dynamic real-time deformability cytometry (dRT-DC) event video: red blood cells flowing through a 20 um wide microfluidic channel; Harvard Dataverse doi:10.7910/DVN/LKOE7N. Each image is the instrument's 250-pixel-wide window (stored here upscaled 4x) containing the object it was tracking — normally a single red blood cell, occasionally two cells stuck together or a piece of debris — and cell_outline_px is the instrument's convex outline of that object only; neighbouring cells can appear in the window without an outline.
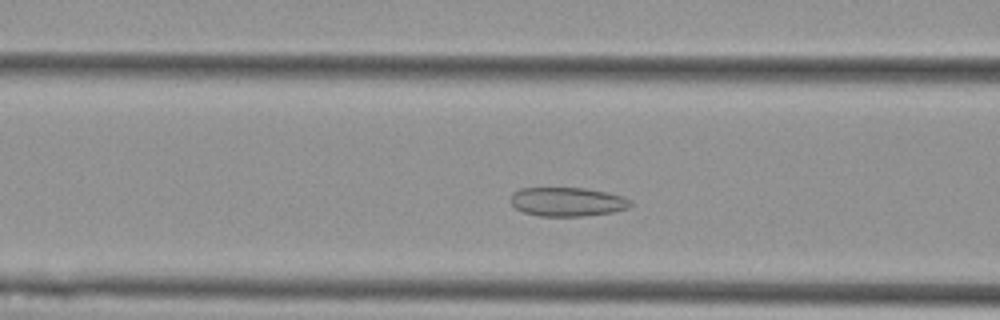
{"species": "Egyptian fruit bat (a non-hibernating species)", "species_latin": "Rousettus aegyptiacus", "temperature_condition": "cold", "stored_images_in_passage": 47, "camera_frame_rate_fps": 3000, "um_per_image_px": 0.085, "animal": {"sex": "female"}, "frame": {"image": 1, "passage_image": 13, "time_ms": 4.0, "image_size_px": [1000, 320], "cell_outline_px": [[632, 204], [628, 208], [612, 212], [584, 216], [540, 216], [524, 212], [516, 208], [512, 204], [512, 192], [520, 188], [584, 188], [624, 196], [632, 200]], "centroid_in_image_um": [48.25, 17.15], "position_along_channel_um": 118.4, "area_um2": 20.17}}
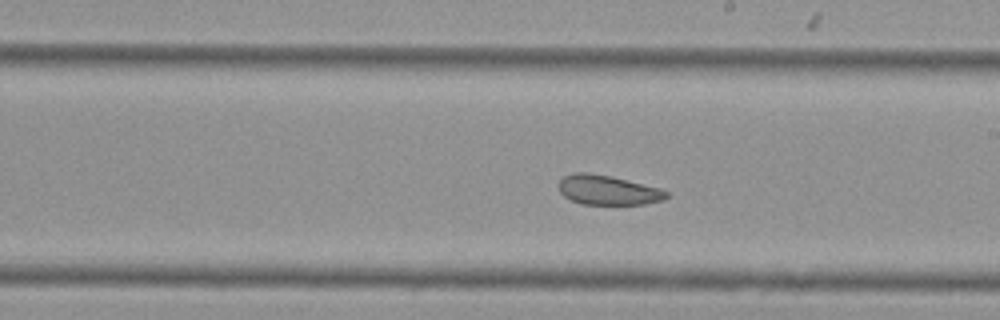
{"frame": {"image": 2, "passage_image": 23, "time_ms": 7.333, "image_size_px": [1000, 320], "cell_outline_px": [[668, 196], [660, 200], [644, 204], [580, 204], [564, 196], [560, 192], [556, 184], [564, 176], [572, 172], [588, 172], [612, 176], [660, 188], [668, 192]], "centroid_in_image_um": [51.61, 16.14], "position_along_channel_um": 237.4, "area_um2": 18.67}}
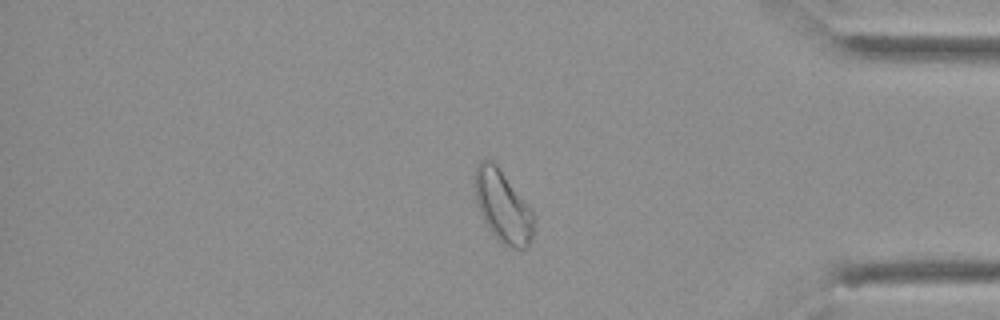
{"frame": {"image": 3, "passage_image": 38, "time_ms": 12.333, "image_size_px": [1000, 320], "cell_outline_px": [[536, 220], [532, 236], [528, 244], [524, 248], [512, 248], [500, 244], [496, 240], [484, 220], [480, 212], [476, 200], [472, 176], [476, 164], [480, 160], [492, 160], [496, 164], [528, 204]], "centroid_in_image_um": [42.71, 17.53], "position_along_channel_um": 392.5, "area_um2": 25.09}, "authors_computed_cell_mechanics": {"area_um2": 21.2704, "velocity_mm_per_s": 3.5905, "shape_relaxation_time_tau1_ms": null, "shape_relaxation_time_tau2_ms": 3.5254, "deformation_change_tau1": null, "deformation_change_tau2": 0.0721}}